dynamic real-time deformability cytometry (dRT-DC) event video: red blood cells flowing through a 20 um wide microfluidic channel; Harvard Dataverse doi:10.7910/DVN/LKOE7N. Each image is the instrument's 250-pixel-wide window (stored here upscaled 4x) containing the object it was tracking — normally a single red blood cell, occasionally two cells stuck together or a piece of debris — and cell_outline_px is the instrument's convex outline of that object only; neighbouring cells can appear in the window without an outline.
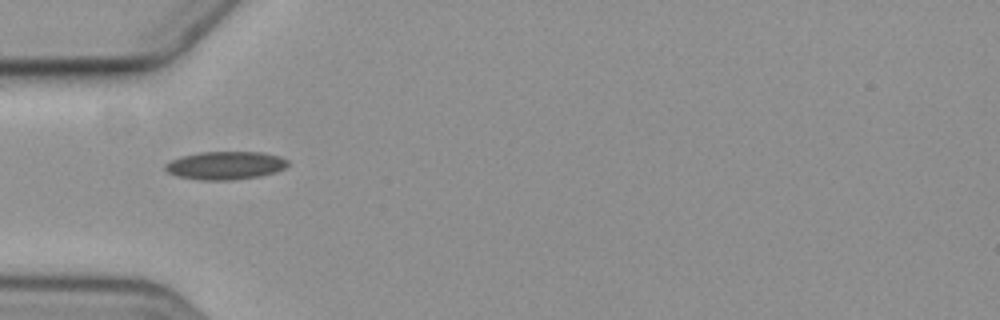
{"species": "common noctule bat (a hibernating species)", "species_latin": "Nyctalus noctula", "temperature_condition": "cold", "stored_images_in_passage": 38, "camera_frame_rate_fps": 3000, "um_per_image_px": 0.085, "animal": {"sex": "female", "body_mass_g": 19.3, "forearm_length_mm": 54.1}, "frame": {"image": 1, "passage_image": 1, "time_ms": 0.0, "image_size_px": [1000, 320], "cell_outline_px": [[288, 164], [284, 168], [276, 172], [260, 176], [232, 180], [200, 180], [176, 176], [168, 172], [164, 168], [164, 164], [180, 156], [200, 152], [264, 152], [280, 156], [288, 160]], "centroid_in_image_um": [19.15, 14.06], "position_along_channel_um": 65.8, "area_um2": 20.23}}
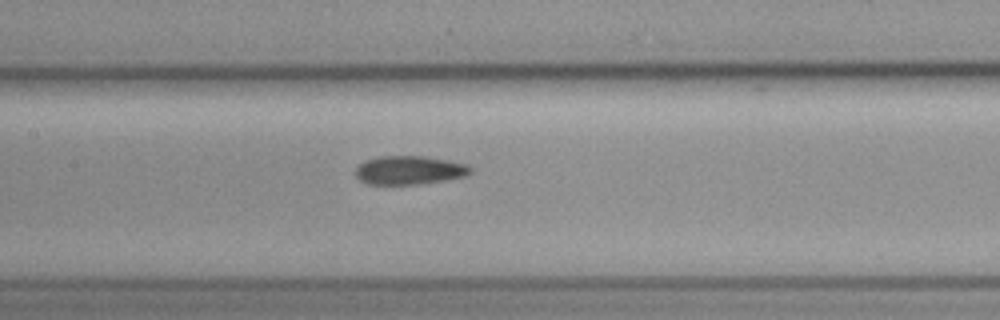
{"frame": {"image": 2, "passage_image": 10, "time_ms": 3.0, "image_size_px": [1000, 320], "cell_outline_px": [[472, 172], [464, 176], [444, 180], [416, 184], [368, 184], [360, 180], [356, 176], [356, 168], [364, 160], [380, 156], [424, 156], [448, 160], [468, 164], [472, 168]], "centroid_in_image_um": [34.8, 14.45], "position_along_channel_um": 172.6, "area_um2": 19.13}}
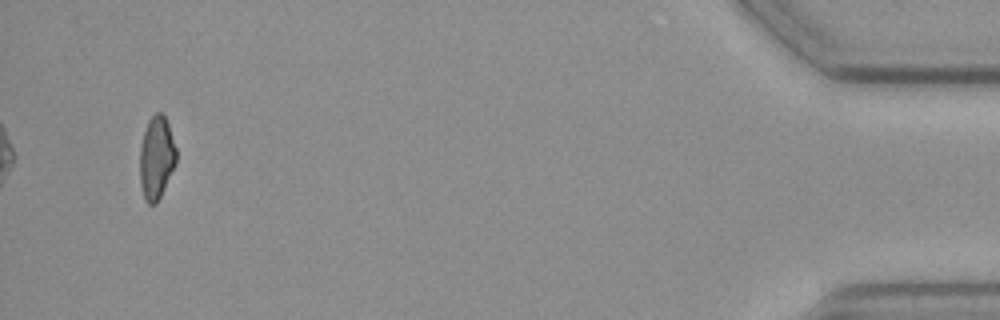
{"frame": {"image": 3, "passage_image": 38, "time_ms": 12.333, "image_size_px": [1000, 320], "cell_outline_px": [[176, 164], [156, 204], [148, 204], [144, 200], [140, 184], [140, 148], [144, 132], [148, 120], [156, 112], [160, 112], [164, 116], [168, 124], [176, 148]], "centroid_in_image_um": [13.29, 13.42], "position_along_channel_um": 421.9, "area_um2": 17.51}, "authors_computed_cell_mechanics": {"area_um2": 18.9295, "velocity_mm_per_s": 3.5772, "shape_relaxation_time_tau1_ms": null, "shape_relaxation_time_tau2_ms": 8.199, "deformation_change_tau1": null, "deformation_change_tau2": 0.1632}}